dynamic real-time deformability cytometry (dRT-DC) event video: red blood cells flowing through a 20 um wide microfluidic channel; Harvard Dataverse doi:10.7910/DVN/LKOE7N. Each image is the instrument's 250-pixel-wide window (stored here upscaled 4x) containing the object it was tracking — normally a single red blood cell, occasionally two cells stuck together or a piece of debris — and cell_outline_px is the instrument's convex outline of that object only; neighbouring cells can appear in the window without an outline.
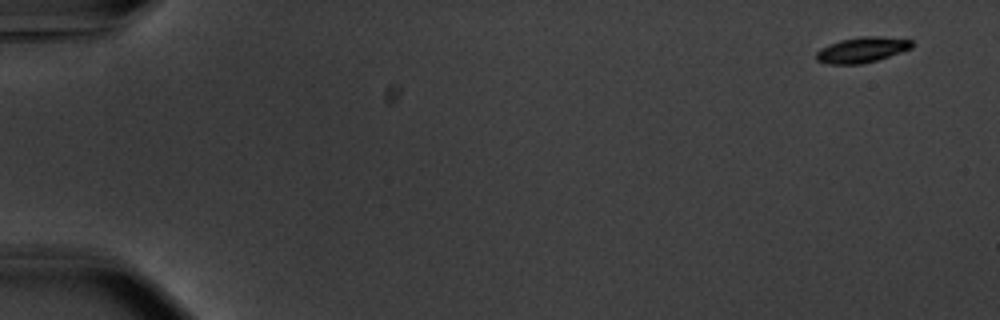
{"species": "common noctule bat (a hibernating species)", "species_latin": "Nyctalus noctula", "temperature_condition": "warm", "stored_images_in_passage": 54, "camera_frame_rate_fps": 3000, "um_per_image_px": 0.085, "animal": {"sex": "male", "body_mass_g": 20.1, "forearm_length_mm": 53.5}, "frame": {"image": 1, "passage_image": 1, "time_ms": 0.0, "image_size_px": [1000, 320], "cell_outline_px": [[912, 48], [876, 60], [860, 64], [828, 64], [816, 60], [816, 52], [820, 48], [828, 44], [840, 40], [864, 36], [880, 36], [912, 40]], "centroid_in_image_um": [73.23, 4.23], "position_along_channel_um": 11.8, "area_um2": 14.1}}
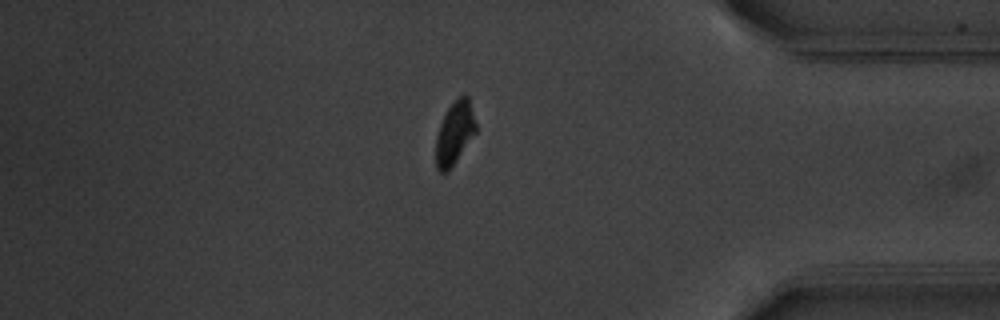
{"frame": {"image": 2, "passage_image": 46, "time_ms": 15.0, "image_size_px": [1000, 320], "cell_outline_px": [[476, 132], [448, 172], [440, 172], [436, 168], [436, 136], [440, 124], [448, 108], [456, 96], [468, 96], [476, 124]], "centroid_in_image_um": [38.63, 11.3], "position_along_channel_um": 396.6, "area_um2": 14.57}}
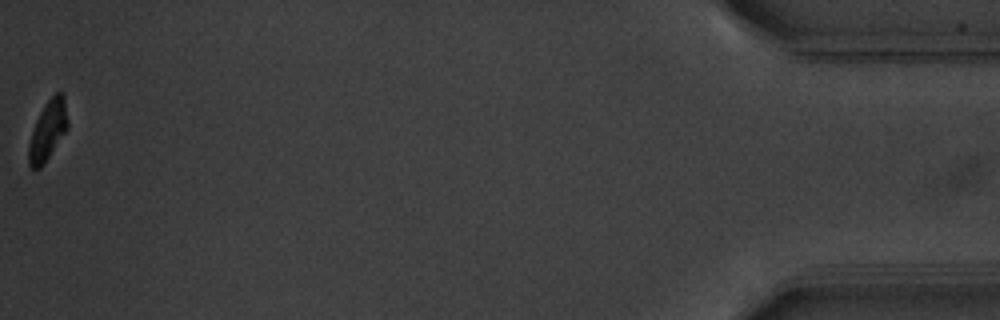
{"frame": {"image": 3, "passage_image": 54, "time_ms": 17.667, "image_size_px": [1000, 320], "cell_outline_px": [[68, 128], [44, 164], [40, 168], [32, 168], [28, 164], [28, 144], [36, 120], [44, 104], [56, 92], [64, 92], [68, 120]], "centroid_in_image_um": [4.07, 11.07], "position_along_channel_um": 431.1, "area_um2": 13.64}, "authors_computed_cell_mechanics": {"area_um2": 14.9991, "velocity_mm_per_s": 3.7137, "shape_relaxation_time_tau1_ms": 1.8466, "shape_relaxation_time_tau2_ms": 10.4477, "deformation_change_tau1": 0.1486, "deformation_change_tau2": 0.1218}}